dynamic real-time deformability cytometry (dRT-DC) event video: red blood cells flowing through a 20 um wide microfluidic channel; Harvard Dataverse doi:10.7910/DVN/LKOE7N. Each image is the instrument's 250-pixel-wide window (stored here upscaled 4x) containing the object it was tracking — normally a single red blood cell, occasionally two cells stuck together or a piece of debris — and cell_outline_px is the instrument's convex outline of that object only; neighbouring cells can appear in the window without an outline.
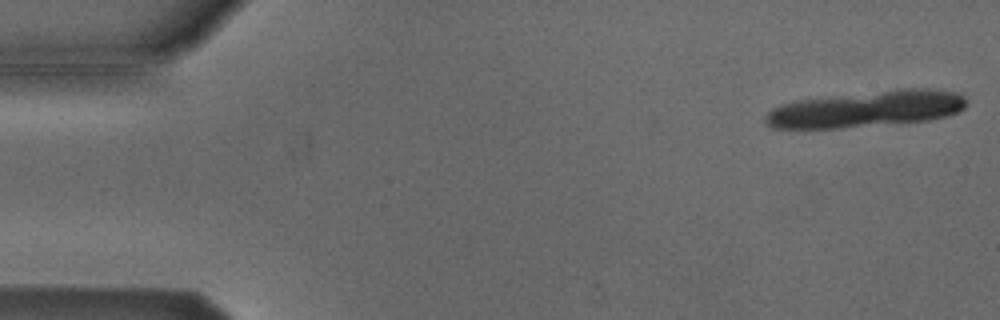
{"species": "Egyptian fruit bat (a non-hibernating species)", "species_latin": "Rousettus aegyptiacus", "temperature_condition": "cold", "stored_images_in_passage": 14, "camera_frame_rate_fps": 3000, "um_per_image_px": 0.085, "animal": {"sex": "male"}, "frame": {"image": 1, "passage_image": 1, "time_ms": 0.0, "image_size_px": [1000, 320], "cell_outline_px": [[964, 108], [960, 112], [928, 120], [900, 124], [840, 128], [772, 128], [764, 124], [764, 116], [772, 108], [784, 104], [800, 100], [904, 88], [928, 88], [956, 92], [964, 96]], "centroid_in_image_um": [73.65, 9.28], "position_along_channel_um": 11.3, "area_um2": 42.48}}